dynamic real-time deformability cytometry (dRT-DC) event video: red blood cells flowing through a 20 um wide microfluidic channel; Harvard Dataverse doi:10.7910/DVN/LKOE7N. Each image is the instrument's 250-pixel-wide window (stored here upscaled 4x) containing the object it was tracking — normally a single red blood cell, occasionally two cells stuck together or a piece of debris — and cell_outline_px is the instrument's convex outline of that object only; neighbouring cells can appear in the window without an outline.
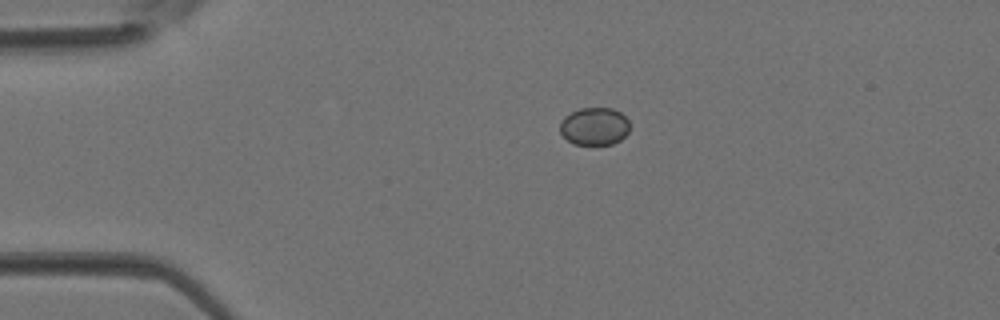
{"species": "Egyptian fruit bat (a non-hibernating species)", "species_latin": "Rousettus aegyptiacus", "temperature_condition": "room temperature", "stored_images_in_passage": 2, "camera_frame_rate_fps": 3000, "um_per_image_px": 0.085, "animal": {"sex": "female"}, "frame": {"image": 1, "passage_image": 1, "time_ms": 0.0, "image_size_px": [1000, 320], "cell_outline_px": [[628, 132], [620, 140], [612, 144], [572, 144], [560, 132], [560, 124], [564, 116], [580, 108], [612, 108], [620, 112], [628, 120]], "centroid_in_image_um": [50.51, 10.73], "position_along_channel_um": 34.5, "area_um2": 15.2}}